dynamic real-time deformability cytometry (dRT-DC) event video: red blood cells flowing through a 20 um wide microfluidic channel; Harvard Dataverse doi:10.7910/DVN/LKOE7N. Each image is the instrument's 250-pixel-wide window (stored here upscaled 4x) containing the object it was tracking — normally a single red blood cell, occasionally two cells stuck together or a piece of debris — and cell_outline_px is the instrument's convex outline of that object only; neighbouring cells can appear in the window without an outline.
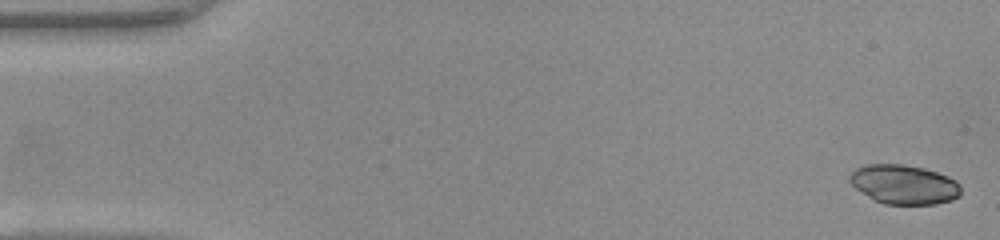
{"species": "common noctule bat (a hibernating species)", "species_latin": "Nyctalus noctula", "temperature_condition": "warm", "stored_images_in_passage": 49, "camera_frame_rate_fps": 3000, "um_per_image_px": 0.085, "animal": {"sex": "female", "body_mass_g": 22.0, "forearm_length_mm": 56.7}, "frame": {"image": 1, "passage_image": 1, "time_ms": 0.0, "image_size_px": [1000, 240], "cell_outline_px": [[960, 196], [952, 200], [936, 204], [884, 204], [876, 200], [856, 188], [848, 180], [848, 176], [856, 168], [864, 164], [900, 164], [924, 168], [948, 176], [956, 180], [960, 184]], "centroid_in_image_um": [76.85, 15.67], "position_along_channel_um": 8.1, "area_um2": 25.43}}
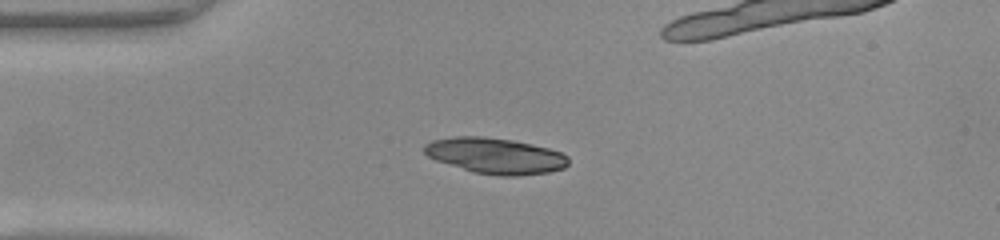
{"frame": {"image": 2, "passage_image": 12, "time_ms": 3.667, "image_size_px": [1000, 240], "cell_outline_px": [[568, 164], [564, 168], [548, 172], [516, 176], [500, 176], [472, 172], [436, 160], [428, 156], [424, 152], [424, 144], [432, 140], [452, 136], [484, 136], [512, 140], [532, 144], [548, 148], [560, 152], [568, 156]], "centroid_in_image_um": [42.09, 13.23], "position_along_channel_um": 42.9, "area_um2": 30.17}}